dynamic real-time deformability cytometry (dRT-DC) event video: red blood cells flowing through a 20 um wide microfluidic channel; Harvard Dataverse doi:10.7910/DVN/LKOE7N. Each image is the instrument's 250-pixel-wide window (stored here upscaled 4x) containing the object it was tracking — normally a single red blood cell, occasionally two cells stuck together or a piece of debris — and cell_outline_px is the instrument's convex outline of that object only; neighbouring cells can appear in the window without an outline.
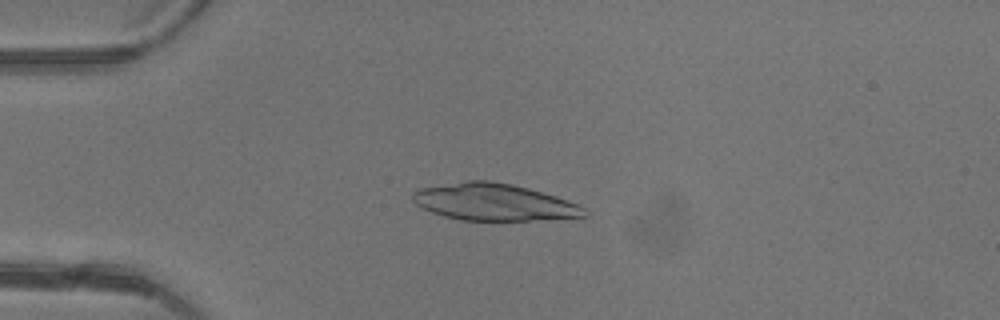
{"species": "common noctule bat (a hibernating species)", "species_latin": "Nyctalus noctula", "temperature_condition": "warm", "stored_images_in_passage": 47, "camera_frame_rate_fps": 3000, "um_per_image_px": 0.085, "animal": {"sex": "female"}, "frame": {"image": 1, "passage_image": 12, "time_ms": 3.667, "image_size_px": [1000, 320], "cell_outline_px": [[588, 216], [528, 220], [460, 220], [444, 216], [432, 212], [416, 204], [412, 200], [412, 192], [416, 188], [468, 180], [488, 180], [512, 184], [528, 188], [556, 196], [576, 204], [584, 208], [588, 212]], "centroid_in_image_um": [41.93, 17.16], "position_along_channel_um": 43.1, "area_um2": 36.82}}
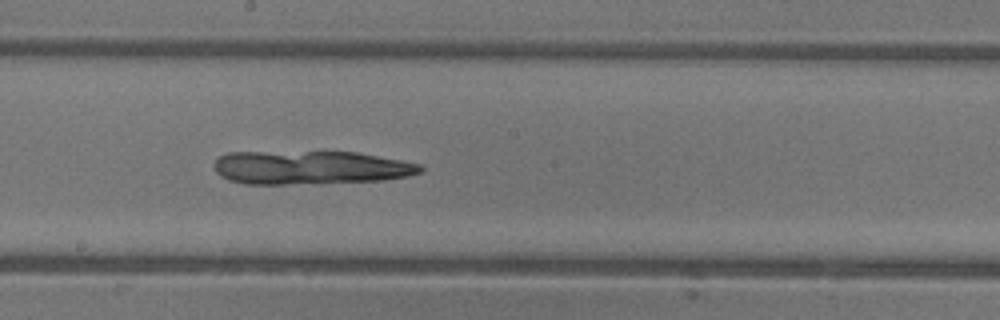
{"frame": {"image": 2, "passage_image": 26, "time_ms": 8.333, "image_size_px": [1000, 320], "cell_outline_px": [[424, 172], [408, 176], [384, 180], [284, 184], [244, 184], [228, 180], [220, 176], [216, 172], [212, 164], [220, 156], [228, 152], [356, 152], [400, 160], [420, 164], [424, 168]], "centroid_in_image_um": [26.36, 14.24], "position_along_channel_um": 221.8, "area_um2": 40.34}}
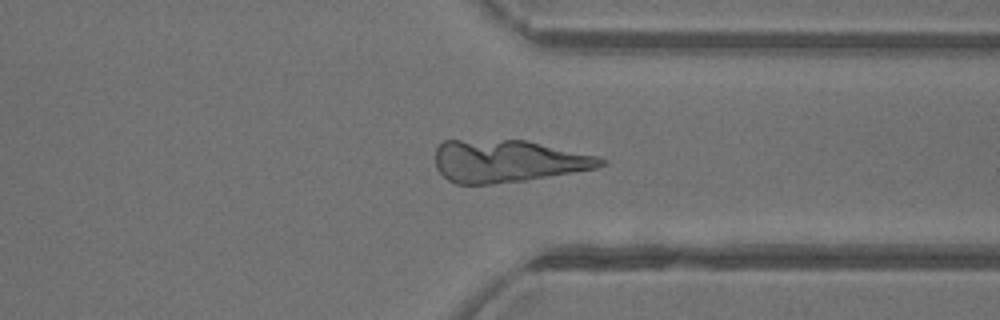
{"frame": {"image": 3, "passage_image": 36, "time_ms": 11.667, "image_size_px": [1000, 320], "cell_outline_px": [[608, 160], [604, 164], [596, 168], [524, 180], [492, 184], [456, 184], [448, 180], [436, 168], [436, 148], [444, 140], [524, 140], [596, 156]], "centroid_in_image_um": [43.11, 13.69], "position_along_channel_um": 368.3, "area_um2": 40.4}}